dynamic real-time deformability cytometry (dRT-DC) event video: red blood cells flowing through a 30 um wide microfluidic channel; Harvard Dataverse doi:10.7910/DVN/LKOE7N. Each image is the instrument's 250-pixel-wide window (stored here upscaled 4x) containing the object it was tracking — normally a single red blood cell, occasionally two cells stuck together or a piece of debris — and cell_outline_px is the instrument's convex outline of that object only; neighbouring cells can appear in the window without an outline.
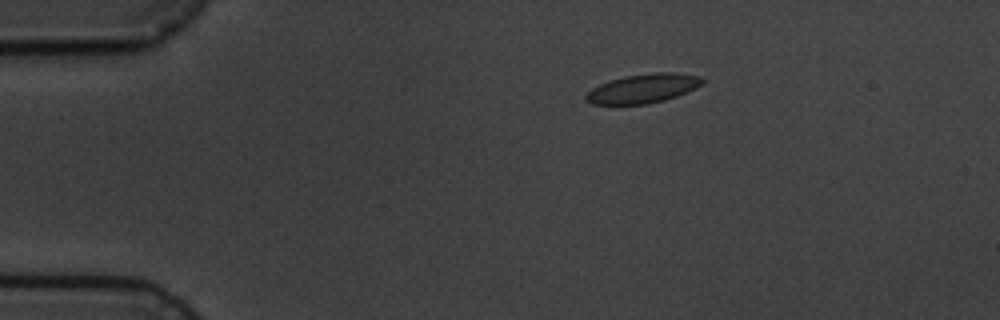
{"species": "common noctule bat (a hibernating species)", "species_latin": "Nyctalus noctula", "temperature_condition": "cold", "stored_images_in_passage": 5, "camera_frame_rate_fps": 3000, "um_per_image_px": 0.085, "animal": {"sex": "male", "body_mass_g": 19.5, "forearm_length_mm": 54.6}, "frame": {"image": 1, "passage_image": 3, "time_ms": 2.333, "image_size_px": [1000, 320], "cell_outline_px": [[704, 84], [696, 88], [676, 96], [664, 100], [648, 104], [592, 104], [584, 100], [584, 96], [592, 88], [608, 80], [624, 76], [656, 72], [676, 72], [700, 76], [704, 80]], "centroid_in_image_um": [54.66, 7.51], "position_along_channel_um": 30.3, "area_um2": 19.88}}